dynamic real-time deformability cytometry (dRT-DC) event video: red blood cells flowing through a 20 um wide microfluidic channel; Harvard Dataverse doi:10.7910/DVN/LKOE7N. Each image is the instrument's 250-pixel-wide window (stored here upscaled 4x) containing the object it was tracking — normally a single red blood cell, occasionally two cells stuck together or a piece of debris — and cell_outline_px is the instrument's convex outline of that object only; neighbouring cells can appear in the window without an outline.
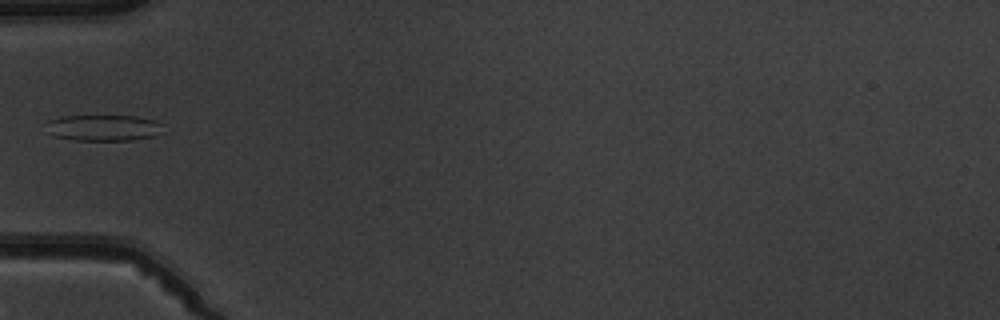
{"species": "common noctule bat (a hibernating species)", "species_latin": "Nyctalus noctula", "temperature_condition": "warm", "stored_images_in_passage": 6, "camera_frame_rate_fps": 3000, "um_per_image_px": 0.085, "animal": {"sex": "male", "body_mass_g": 19.5, "forearm_length_mm": 54.6}, "frame": {"image": 1, "passage_image": 5, "time_ms": 5.667, "image_size_px": [1000, 320], "cell_outline_px": [[164, 132], [156, 136], [132, 140], [76, 140], [52, 136], [48, 132], [48, 120], [64, 116], [136, 116], [156, 120], [164, 124]], "centroid_in_image_um": [8.88, 10.86], "position_along_channel_um": 76.1, "area_um2": 18.03}}
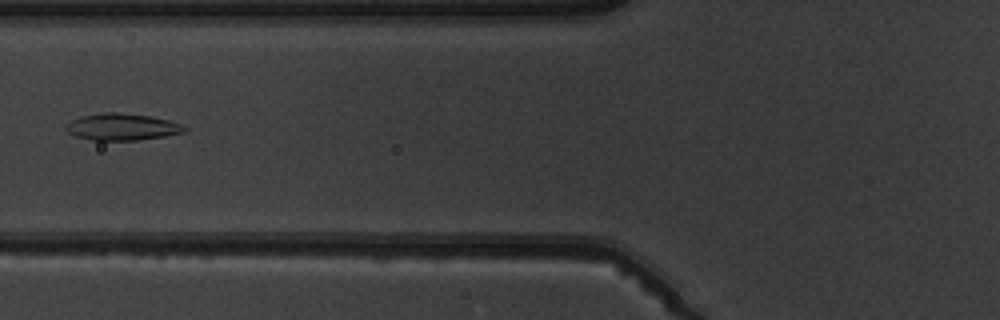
{"frame": {"image": 2, "passage_image": 6, "time_ms": 6.667, "image_size_px": [1000, 320], "cell_outline_px": [[188, 132], [164, 136], [136, 140], [92, 140], [76, 136], [68, 132], [64, 128], [64, 124], [80, 116], [104, 112], [116, 112], [148, 116], [168, 120], [180, 124], [188, 128]], "centroid_in_image_um": [10.36, 10.78], "position_along_channel_um": 115.4, "area_um2": 18.5}}